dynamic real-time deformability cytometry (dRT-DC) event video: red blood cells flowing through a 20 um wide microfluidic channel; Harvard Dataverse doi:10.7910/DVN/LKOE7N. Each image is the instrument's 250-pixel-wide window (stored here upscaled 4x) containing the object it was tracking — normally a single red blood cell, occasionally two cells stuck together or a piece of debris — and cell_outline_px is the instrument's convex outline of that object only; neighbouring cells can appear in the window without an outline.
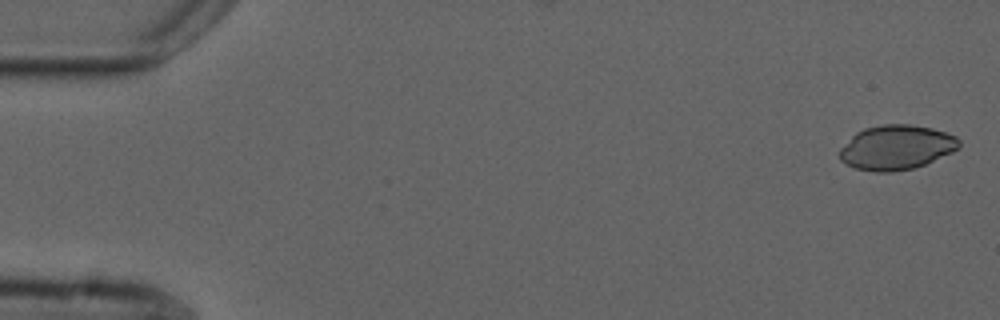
{"species": "common noctule bat (a hibernating species)", "species_latin": "Nyctalus noctula", "temperature_condition": "cold", "stored_images_in_passage": 5, "camera_frame_rate_fps": 3000, "um_per_image_px": 0.085, "animal": {"sex": "male", "forearm_length_mm": 52.5}, "frame": {"image": 1, "passage_image": 1, "time_ms": 0.0, "image_size_px": [1000, 320], "cell_outline_px": [[960, 148], [952, 152], [924, 164], [912, 168], [892, 172], [876, 172], [856, 168], [840, 160], [840, 148], [856, 132], [864, 128], [884, 124], [908, 124], [932, 128], [956, 136], [960, 140]], "centroid_in_image_um": [76.2, 12.52], "position_along_channel_um": 8.8, "area_um2": 30.87}}